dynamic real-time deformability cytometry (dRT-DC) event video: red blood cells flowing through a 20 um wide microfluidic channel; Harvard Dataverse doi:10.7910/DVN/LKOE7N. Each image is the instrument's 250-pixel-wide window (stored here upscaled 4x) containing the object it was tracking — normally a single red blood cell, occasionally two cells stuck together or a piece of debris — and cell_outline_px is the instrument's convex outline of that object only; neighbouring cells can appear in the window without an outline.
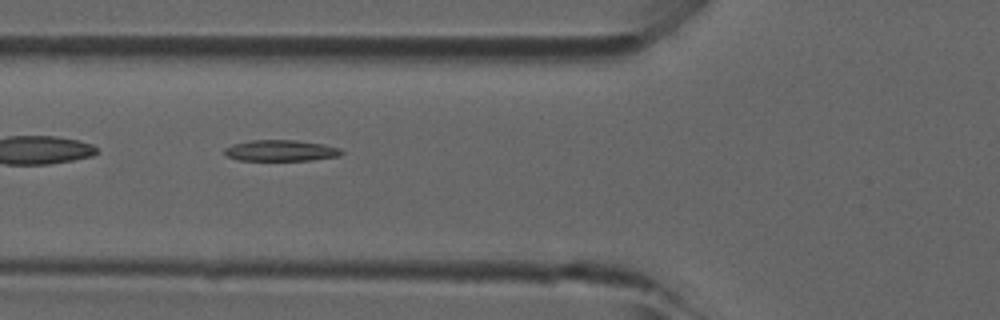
{"species": "common noctule bat (a hibernating species)", "species_latin": "Nyctalus noctula", "temperature_condition": "room temperature", "stored_images_in_passage": 4, "camera_frame_rate_fps": 3000, "um_per_image_px": 0.085, "animal": {"sex": "male", "forearm_length_mm": 52.5}, "frame": {"image": 1, "passage_image": 3, "time_ms": 0.667, "image_size_px": [1000, 320], "cell_outline_px": [[344, 152], [340, 156], [312, 160], [240, 160], [228, 156], [224, 152], [224, 148], [232, 144], [252, 140], [296, 140], [324, 144], [340, 148]], "centroid_in_image_um": [23.9, 12.79], "position_along_channel_um": 101.9, "area_um2": 14.39}}
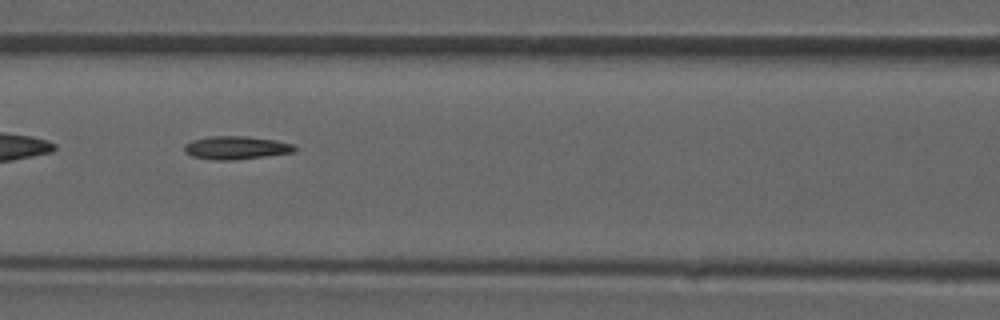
{"frame": {"image": 2, "passage_image": 4, "time_ms": 1.0, "image_size_px": [1000, 320], "cell_outline_px": [[296, 152], [232, 160], [216, 160], [192, 156], [184, 152], [184, 144], [192, 140], [208, 136], [248, 136], [276, 140], [292, 144], [296, 148]], "centroid_in_image_um": [20.05, 12.55], "position_along_channel_um": 146.6, "area_um2": 14.91}}